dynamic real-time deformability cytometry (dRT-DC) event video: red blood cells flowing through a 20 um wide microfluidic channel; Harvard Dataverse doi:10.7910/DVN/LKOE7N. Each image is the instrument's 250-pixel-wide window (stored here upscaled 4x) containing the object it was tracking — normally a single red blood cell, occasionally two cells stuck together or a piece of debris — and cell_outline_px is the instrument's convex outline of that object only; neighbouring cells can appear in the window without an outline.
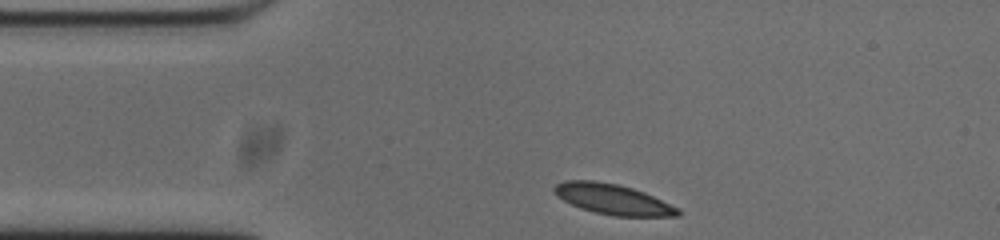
{"species": "common noctule bat (a hibernating species)", "species_latin": "Nyctalus noctula", "temperature_condition": "cold", "stored_images_in_passage": 6, "camera_frame_rate_fps": 3000, "um_per_image_px": 0.085, "animal": {"sex": "male", "body_mass_g": 20.0, "forearm_length_mm": 53.3}, "frame": {"image": 1, "passage_image": 1, "time_ms": 0.0, "image_size_px": [1000, 240], "cell_outline_px": [[680, 216], [612, 216], [580, 208], [556, 196], [552, 192], [552, 188], [556, 184], [564, 180], [592, 180], [616, 184], [632, 188], [644, 192], [680, 208]], "centroid_in_image_um": [52.07, 16.93], "position_along_channel_um": 32.9, "area_um2": 21.91}}